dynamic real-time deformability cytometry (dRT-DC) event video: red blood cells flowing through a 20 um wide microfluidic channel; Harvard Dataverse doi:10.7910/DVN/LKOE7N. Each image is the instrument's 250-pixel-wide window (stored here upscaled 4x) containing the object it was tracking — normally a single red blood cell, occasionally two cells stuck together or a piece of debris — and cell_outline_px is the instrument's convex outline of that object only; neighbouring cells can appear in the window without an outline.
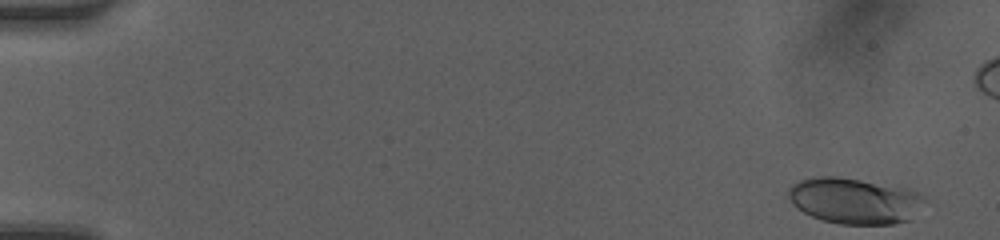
{"species": "human", "species_latin": "Homo sapiens", "temperature_condition": "room temperature", "stored_images_in_passage": 45, "camera_frame_rate_fps": 3000, "um_per_image_px": 0.085, "donor": {"sex": "female"}, "frame": {"image": 1, "passage_image": 1, "time_ms": 0.0, "image_size_px": [1000, 240], "cell_outline_px": [[928, 200], [912, 220], [892, 224], [840, 224], [824, 220], [812, 216], [796, 208], [792, 204], [788, 196], [788, 188], [792, 184], [800, 180], [816, 176], [836, 176], [908, 188], [924, 196]], "centroid_in_image_um": [72.67, 17.07], "position_along_channel_um": 12.3, "area_um2": 36.82}}
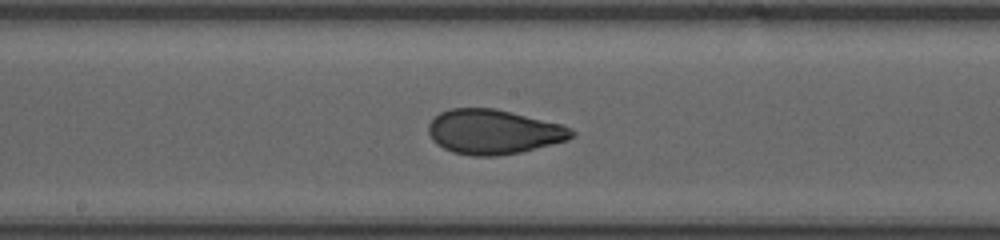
{"frame": {"image": 2, "passage_image": 26, "time_ms": 8.333, "image_size_px": [1000, 240], "cell_outline_px": [[576, 136], [568, 140], [520, 152], [496, 156], [472, 156], [452, 152], [436, 144], [432, 140], [428, 132], [428, 124], [440, 112], [452, 108], [496, 108], [560, 124], [572, 128], [576, 132]], "centroid_in_image_um": [41.96, 11.21], "position_along_channel_um": 206.2, "area_um2": 37.34}}
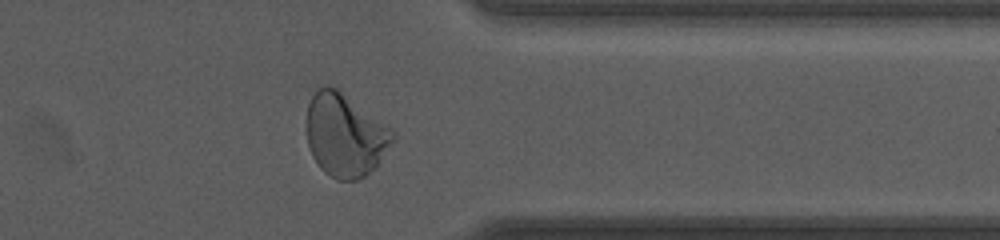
{"frame": {"image": 3, "passage_image": 39, "time_ms": 12.667, "image_size_px": [1000, 240], "cell_outline_px": [[396, 136], [380, 160], [364, 176], [356, 180], [336, 180], [324, 172], [320, 168], [312, 156], [308, 144], [304, 128], [304, 124], [308, 104], [312, 96], [324, 84], [328, 84], [336, 88], [396, 132]], "centroid_in_image_um": [29.27, 11.48], "position_along_channel_um": 382.1, "area_um2": 41.56}}